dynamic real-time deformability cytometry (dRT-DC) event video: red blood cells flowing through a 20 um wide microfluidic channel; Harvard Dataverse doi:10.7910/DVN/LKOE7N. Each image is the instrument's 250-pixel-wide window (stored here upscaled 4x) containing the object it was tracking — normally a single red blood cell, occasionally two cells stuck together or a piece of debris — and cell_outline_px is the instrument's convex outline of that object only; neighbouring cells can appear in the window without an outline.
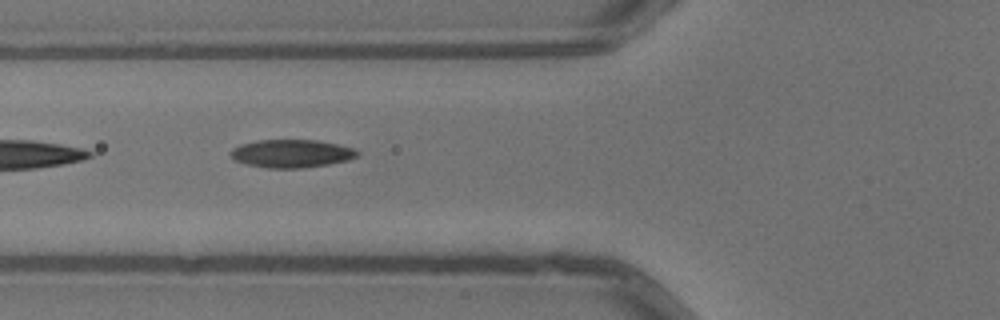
{"species": "common noctule bat (a hibernating species)", "species_latin": "Nyctalus noctula", "temperature_condition": "warm", "stored_images_in_passage": 4, "camera_frame_rate_fps": 3000, "um_per_image_px": 0.085, "animal": {"sex": "male", "body_mass_g": 13.3}, "frame": {"image": 1, "passage_image": 2, "time_ms": 0.333, "image_size_px": [1000, 320], "cell_outline_px": [[360, 152], [356, 156], [348, 160], [328, 164], [300, 168], [268, 168], [248, 164], [236, 160], [232, 156], [232, 148], [240, 144], [256, 140], [316, 140], [336, 144], [352, 148]], "centroid_in_image_um": [24.78, 13.04], "position_along_channel_um": 101.0, "area_um2": 20.4}}
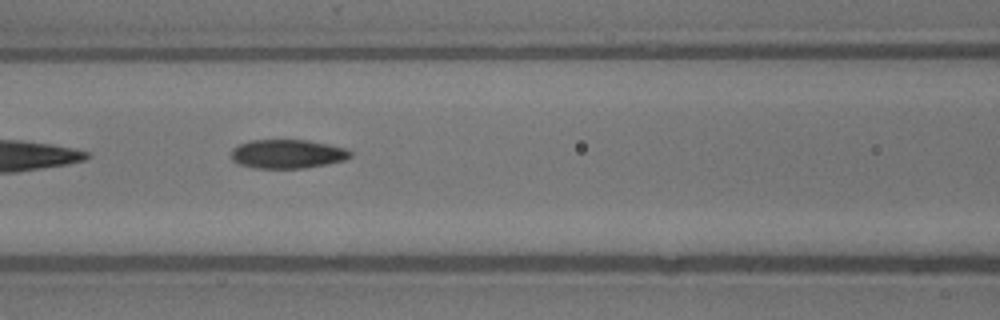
{"frame": {"image": 2, "passage_image": 3, "time_ms": 0.667, "image_size_px": [1000, 320], "cell_outline_px": [[352, 156], [344, 160], [304, 168], [252, 168], [240, 164], [232, 160], [232, 148], [240, 144], [252, 140], [308, 140], [348, 148], [352, 152]], "centroid_in_image_um": [24.45, 13.08], "position_along_channel_um": 142.2, "area_um2": 20.06}}
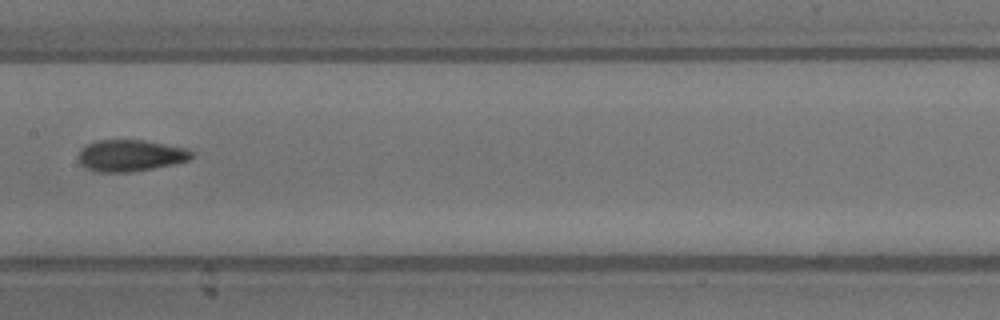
{"frame": {"image": 3, "passage_image": 4, "time_ms": 1.0, "image_size_px": [1000, 320], "cell_outline_px": [[192, 156], [188, 160], [172, 164], [132, 172], [100, 172], [84, 168], [80, 164], [80, 148], [96, 140], [144, 140], [188, 148], [192, 152]], "centroid_in_image_um": [11.07, 13.21], "position_along_channel_um": 196.3, "area_um2": 20.75}}